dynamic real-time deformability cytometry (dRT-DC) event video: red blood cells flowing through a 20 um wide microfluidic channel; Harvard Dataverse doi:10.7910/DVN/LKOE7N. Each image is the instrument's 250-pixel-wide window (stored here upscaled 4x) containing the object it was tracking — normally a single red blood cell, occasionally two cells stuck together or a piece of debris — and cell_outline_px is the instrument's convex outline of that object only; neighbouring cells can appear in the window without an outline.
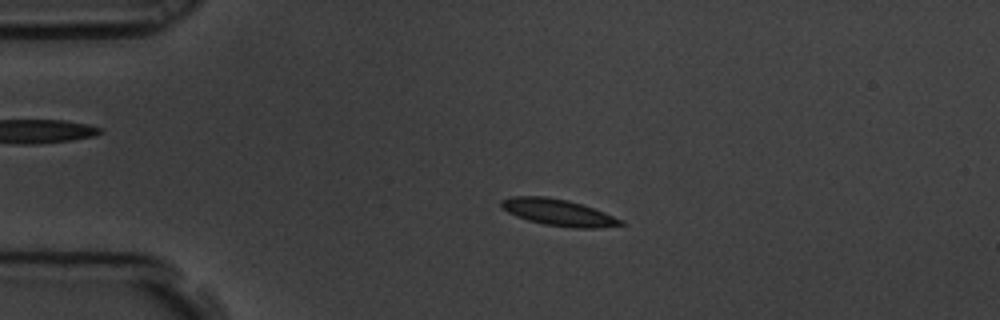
{"species": "common noctule bat (a hibernating species)", "species_latin": "Nyctalus noctula", "temperature_condition": "room temperature", "stored_images_in_passage": 54, "camera_frame_rate_fps": 3000, "um_per_image_px": 0.085, "animal": {"sex": "male", "body_mass_g": 19.5, "forearm_length_mm": 54.6}, "frame": {"image": 1, "passage_image": 8, "time_ms": 2.333, "image_size_px": [1000, 320], "cell_outline_px": [[624, 224], [596, 228], [572, 228], [544, 224], [528, 220], [516, 216], [508, 212], [500, 204], [500, 200], [512, 196], [548, 196], [568, 200], [584, 204], [624, 220]], "centroid_in_image_um": [47.47, 18.04], "position_along_channel_um": 37.5, "area_um2": 18.55}}
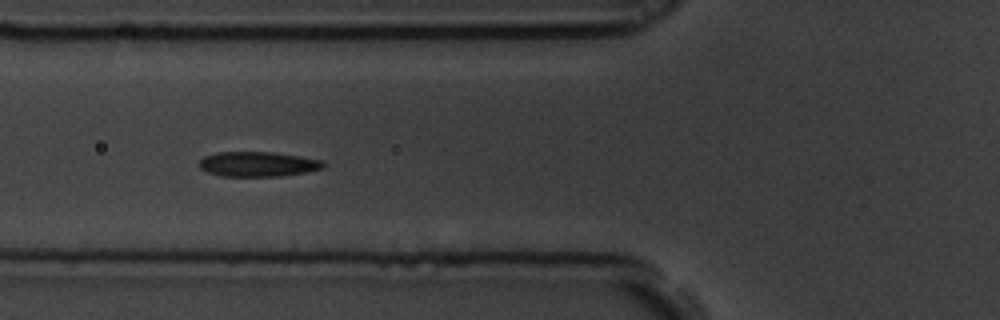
{"frame": {"image": 2, "passage_image": 17, "time_ms": 5.333, "image_size_px": [1000, 320], "cell_outline_px": [[324, 168], [304, 172], [280, 176], [220, 176], [208, 172], [200, 168], [200, 160], [204, 156], [216, 152], [272, 152], [300, 156], [324, 160]], "centroid_in_image_um": [21.92, 13.94], "position_along_channel_um": 103.9, "area_um2": 17.98}}
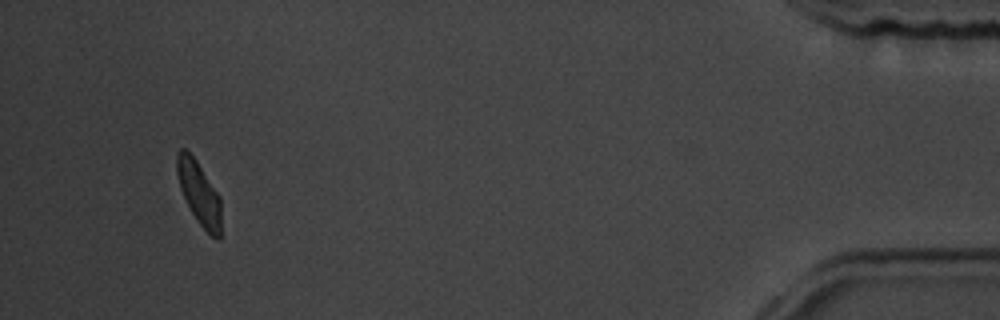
{"frame": {"image": 3, "passage_image": 51, "time_ms": 16.667, "image_size_px": [1000, 320], "cell_outline_px": [[220, 240], [216, 240], [196, 220], [180, 188], [176, 172], [176, 152], [180, 148], [184, 148], [196, 160], [220, 196]], "centroid_in_image_um": [16.91, 16.39], "position_along_channel_um": 418.3, "area_um2": 16.13}, "authors_computed_cell_mechanics": {"area_um2": 17.8891, "velocity_mm_per_s": 3.4211, "shape_relaxation_time_tau1_ms": 3.4504, "shape_relaxation_time_tau2_ms": 2.2764, "deformation_change_tau1": 0.1042, "deformation_change_tau2": 0.0633}}